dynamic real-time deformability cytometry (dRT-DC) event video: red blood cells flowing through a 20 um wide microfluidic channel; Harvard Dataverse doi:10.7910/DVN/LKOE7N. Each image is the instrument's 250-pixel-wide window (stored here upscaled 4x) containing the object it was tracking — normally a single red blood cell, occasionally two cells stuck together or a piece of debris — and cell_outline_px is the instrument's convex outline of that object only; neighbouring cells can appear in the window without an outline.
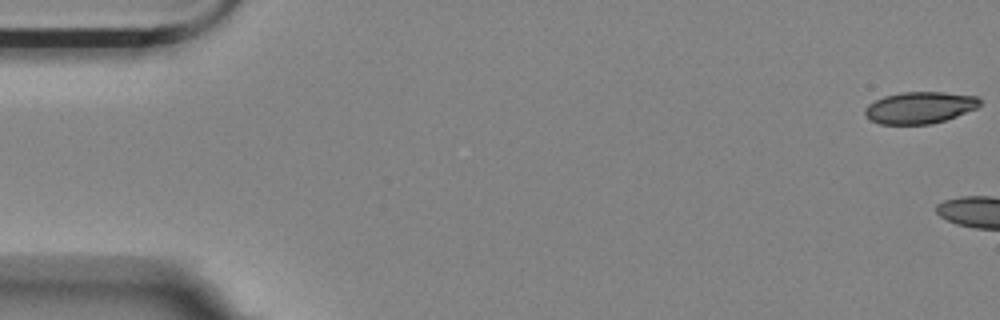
{"species": "Egyptian fruit bat (a non-hibernating species)", "species_latin": "Rousettus aegyptiacus", "temperature_condition": "room temperature", "stored_images_in_passage": 5, "camera_frame_rate_fps": 3000, "um_per_image_px": 0.085, "animal": {"sex": "female"}, "frame": {"image": 1, "passage_image": 1, "time_ms": 0.0, "image_size_px": [1000, 320], "cell_outline_px": [[980, 104], [976, 108], [956, 116], [932, 124], [880, 124], [868, 120], [864, 116], [864, 108], [868, 104], [884, 96], [900, 92], [944, 92], [976, 96], [980, 100]], "centroid_in_image_um": [78.12, 9.15], "position_along_channel_um": 6.9, "area_um2": 21.33}}